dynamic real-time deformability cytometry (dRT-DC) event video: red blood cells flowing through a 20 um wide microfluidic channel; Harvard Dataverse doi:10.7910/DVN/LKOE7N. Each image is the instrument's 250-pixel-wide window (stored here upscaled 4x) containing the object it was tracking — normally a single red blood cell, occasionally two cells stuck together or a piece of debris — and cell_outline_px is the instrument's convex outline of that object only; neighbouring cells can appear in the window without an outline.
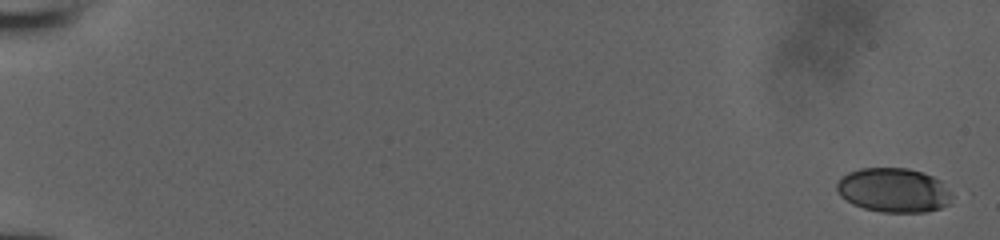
{"species": "human", "species_latin": "Homo sapiens", "temperature_condition": "room temperature", "stored_images_in_passage": 31, "camera_frame_rate_fps": 3000, "um_per_image_px": 0.085, "donor": {"sex": "male"}, "frame": {"image": 1, "passage_image": 1, "time_ms": 0.0, "image_size_px": [1000, 240], "cell_outline_px": [[952, 196], [948, 204], [940, 208], [924, 212], [880, 212], [864, 208], [852, 204], [840, 196], [836, 188], [836, 184], [840, 176], [848, 172], [860, 168], [908, 168], [932, 176], [940, 180], [952, 192]], "centroid_in_image_um": [75.93, 16.16], "position_along_channel_um": 9.1, "area_um2": 29.88}}
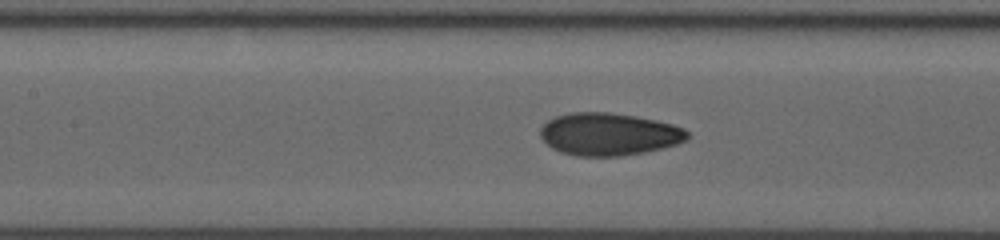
{"frame": {"image": 2, "passage_image": 17, "time_ms": 5.333, "image_size_px": [1000, 240], "cell_outline_px": [[688, 140], [676, 144], [644, 152], [620, 156], [576, 156], [560, 152], [552, 148], [540, 136], [540, 128], [548, 120], [556, 116], [572, 112], [608, 112], [636, 116], [656, 120], [672, 124], [684, 128], [688, 132]], "centroid_in_image_um": [51.75, 11.4], "position_along_channel_um": 155.7, "area_um2": 36.41}}
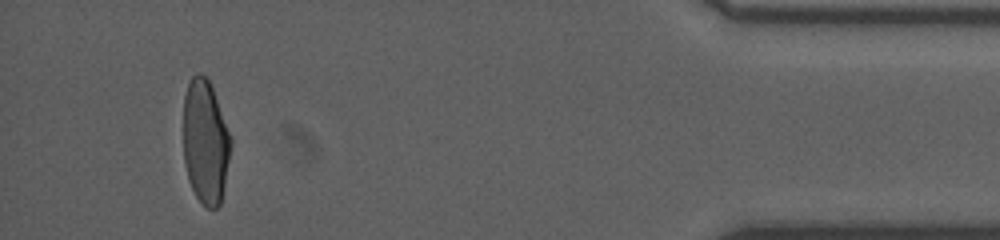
{"frame": {"image": 3, "passage_image": 29, "time_ms": 9.333, "image_size_px": [1000, 240], "cell_outline_px": [[232, 144], [220, 204], [216, 208], [208, 208], [196, 196], [188, 180], [184, 160], [184, 96], [188, 84], [192, 76], [196, 72], [200, 72], [208, 80], [212, 88], [232, 136]], "centroid_in_image_um": [17.46, 12.04], "position_along_channel_um": 417.7, "area_um2": 34.22}}